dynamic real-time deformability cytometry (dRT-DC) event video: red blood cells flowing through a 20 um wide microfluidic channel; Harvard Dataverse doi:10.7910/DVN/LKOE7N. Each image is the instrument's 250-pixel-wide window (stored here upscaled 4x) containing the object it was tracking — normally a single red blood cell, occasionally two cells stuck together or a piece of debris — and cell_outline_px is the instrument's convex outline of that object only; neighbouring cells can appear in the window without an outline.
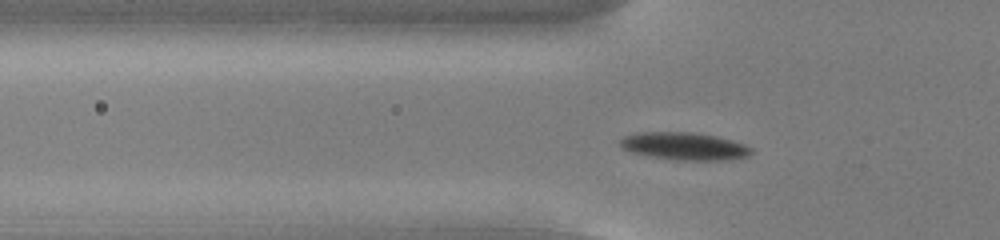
{"species": "common noctule bat (a hibernating species)", "species_latin": "Nyctalus noctula", "temperature_condition": "cold", "stored_images_in_passage": 49, "camera_frame_rate_fps": 3000, "um_per_image_px": 0.085, "animal": {"sex": "male", "body_mass_g": 13.0, "forearm_length_mm": 53.1}, "frame": {"image": 1, "passage_image": 14, "time_ms": 4.333, "image_size_px": [1000, 240], "cell_outline_px": [[752, 152], [748, 156], [724, 160], [676, 160], [648, 156], [632, 152], [620, 148], [620, 140], [624, 136], [636, 132], [696, 132], [716, 136], [732, 140], [744, 144], [752, 148]], "centroid_in_image_um": [58.14, 12.42], "position_along_channel_um": 67.7, "area_um2": 21.21}}
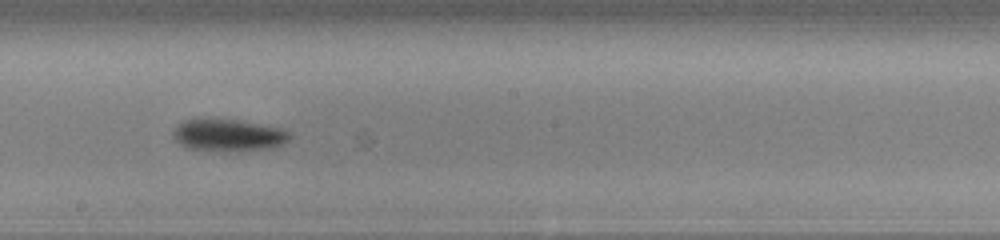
{"frame": {"image": 2, "passage_image": 27, "time_ms": 8.667, "image_size_px": [1000, 240], "cell_outline_px": [[292, 136], [284, 144], [276, 148], [216, 152], [188, 148], [180, 144], [172, 136], [172, 132], [176, 124], [184, 120], [196, 116], [240, 120], [280, 128], [292, 132]], "centroid_in_image_um": [19.37, 11.46], "position_along_channel_um": 228.8, "area_um2": 22.83}}
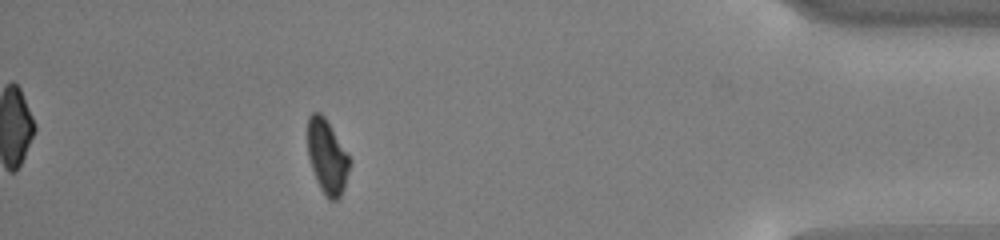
{"frame": {"image": 3, "passage_image": 45, "time_ms": 14.667, "image_size_px": [1000, 240], "cell_outline_px": [[348, 172], [344, 188], [340, 196], [336, 200], [328, 200], [320, 188], [316, 180], [308, 156], [308, 116], [312, 112], [320, 112], [324, 116], [348, 156]], "centroid_in_image_um": [27.77, 13.33], "position_along_channel_um": 407.4, "area_um2": 17.63}, "authors_computed_cell_mechanics": {"area_um2": 19.941, "velocity_mm_per_s": 3.7534, "shape_relaxation_time_tau1_ms": 1.6843, "shape_relaxation_time_tau2_ms": null, "deformation_change_tau1": 0.1107, "deformation_change_tau2": null}}